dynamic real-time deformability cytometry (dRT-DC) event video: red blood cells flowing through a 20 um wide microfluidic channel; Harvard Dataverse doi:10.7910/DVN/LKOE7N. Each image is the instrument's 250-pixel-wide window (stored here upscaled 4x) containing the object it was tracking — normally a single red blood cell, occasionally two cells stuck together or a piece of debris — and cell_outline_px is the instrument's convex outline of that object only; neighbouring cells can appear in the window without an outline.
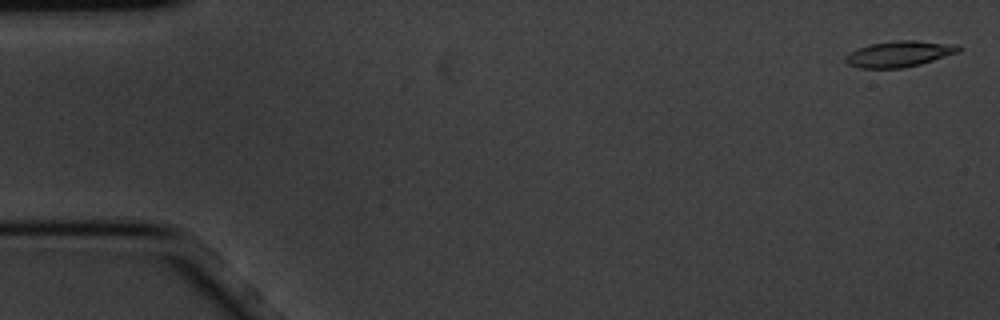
{"species": "common noctule bat (a hibernating species)", "species_latin": "Nyctalus noctula", "temperature_condition": "cold", "stored_images_in_passage": 14, "camera_frame_rate_fps": 3000, "um_per_image_px": 0.085, "animal": {"sex": "male", "body_mass_g": 20.1, "forearm_length_mm": 53.5}, "frame": {"image": 1, "passage_image": 1, "time_ms": 0.0, "image_size_px": [1000, 320], "cell_outline_px": [[964, 48], [960, 52], [920, 64], [904, 68], [860, 68], [848, 64], [844, 60], [844, 56], [868, 44], [896, 40], [916, 40], [960, 44]], "centroid_in_image_um": [76.51, 4.57], "position_along_channel_um": 8.5, "area_um2": 17.34}}
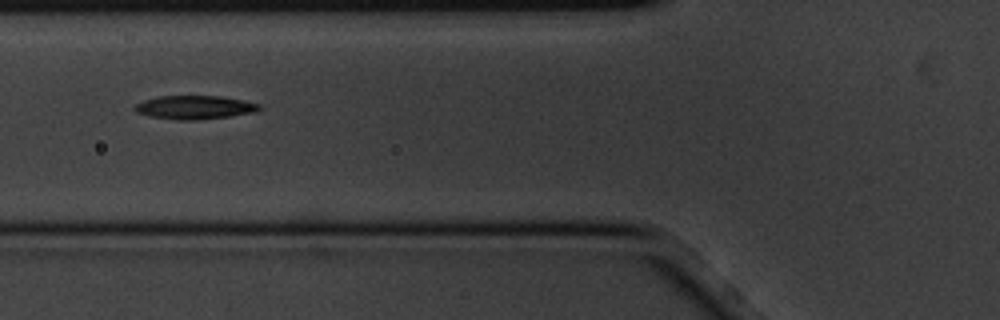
{"frame": {"image": 2, "passage_image": 6, "time_ms": 1.667, "image_size_px": [1000, 320], "cell_outline_px": [[264, 108], [256, 112], [228, 116], [196, 120], [176, 120], [148, 116], [136, 112], [132, 108], [136, 104], [144, 100], [156, 96], [220, 96], [244, 100], [260, 104]], "centroid_in_image_um": [16.54, 9.12], "position_along_channel_um": 109.3, "area_um2": 17.28}}
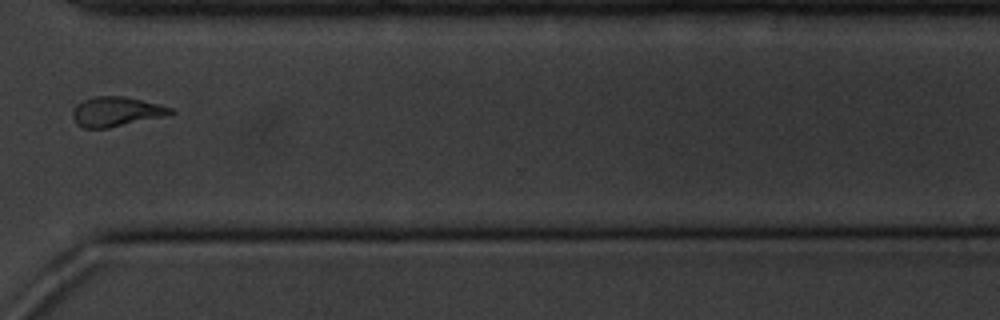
{"frame": {"image": 3, "passage_image": 12, "time_ms": 3.667, "image_size_px": [1000, 320], "cell_outline_px": [[176, 112], [172, 116], [108, 128], [84, 128], [76, 124], [72, 116], [72, 112], [76, 104], [84, 100], [96, 96], [124, 96], [172, 108]], "centroid_in_image_um": [9.92, 9.51], "position_along_channel_um": 360.7, "area_um2": 17.17}}